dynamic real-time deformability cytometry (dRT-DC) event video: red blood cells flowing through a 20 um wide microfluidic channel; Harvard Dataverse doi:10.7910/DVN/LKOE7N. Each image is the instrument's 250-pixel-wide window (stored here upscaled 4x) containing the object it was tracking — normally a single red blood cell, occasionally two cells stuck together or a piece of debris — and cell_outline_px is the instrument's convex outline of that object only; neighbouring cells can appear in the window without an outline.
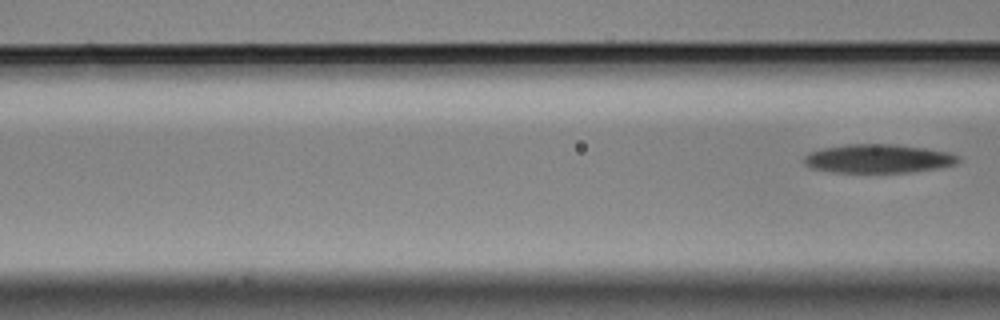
{"species": "Egyptian fruit bat (a non-hibernating species)", "species_latin": "Rousettus aegyptiacus", "temperature_condition": "cold", "stored_images_in_passage": 8, "segment_of_instrument_passage": [2, 2], "camera_frame_rate_fps": 3000, "um_per_image_px": 0.085, "animal": {"sex": "male"}, "frame": {"image": 1, "passage_image": 8, "time_ms": 2.333, "image_size_px": [1000, 320], "cell_outline_px": [[960, 160], [956, 164], [936, 168], [912, 172], [832, 172], [812, 168], [804, 164], [804, 156], [808, 152], [824, 148], [848, 144], [896, 144], [924, 148], [948, 152], [960, 156]], "centroid_in_image_um": [74.65, 13.48], "position_along_channel_um": 92.0, "area_um2": 25.78}}